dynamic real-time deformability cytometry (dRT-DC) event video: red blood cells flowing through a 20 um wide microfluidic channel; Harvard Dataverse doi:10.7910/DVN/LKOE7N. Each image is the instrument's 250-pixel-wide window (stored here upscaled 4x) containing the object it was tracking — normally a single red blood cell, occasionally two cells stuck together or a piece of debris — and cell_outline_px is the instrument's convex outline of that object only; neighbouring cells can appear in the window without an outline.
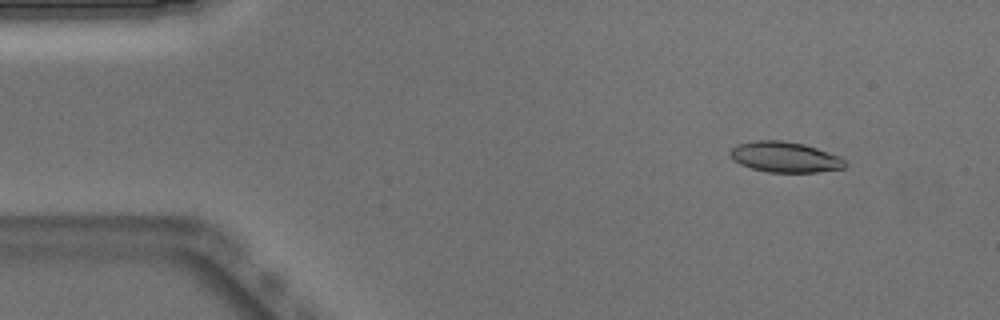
{"species": "Egyptian fruit bat (a non-hibernating species)", "species_latin": "Rousettus aegyptiacus", "temperature_condition": "warm", "stored_images_in_passage": 52, "camera_frame_rate_fps": 3000, "um_per_image_px": 0.085, "animal": {"sex": "male"}, "frame": {"image": 1, "passage_image": 6, "time_ms": 1.667, "image_size_px": [1000, 320], "cell_outline_px": [[844, 168], [816, 172], [768, 172], [752, 168], [740, 164], [732, 160], [728, 156], [728, 152], [736, 144], [752, 140], [784, 140], [804, 144], [840, 156], [844, 160]], "centroid_in_image_um": [66.64, 13.33], "position_along_channel_um": 18.4, "area_um2": 20.58}}
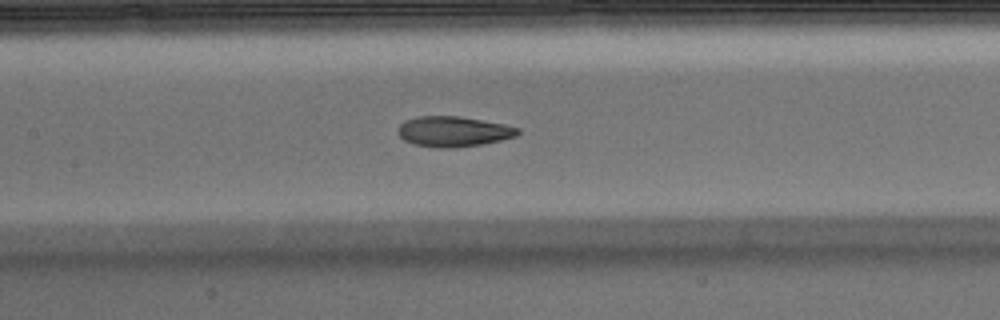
{"frame": {"image": 2, "passage_image": 24, "time_ms": 7.667, "image_size_px": [1000, 320], "cell_outline_px": [[520, 132], [516, 136], [484, 144], [456, 148], [436, 148], [412, 144], [404, 140], [396, 132], [396, 128], [404, 120], [416, 116], [460, 116], [504, 124], [520, 128]], "centroid_in_image_um": [38.5, 11.18], "position_along_channel_um": 168.9, "area_um2": 21.56}}
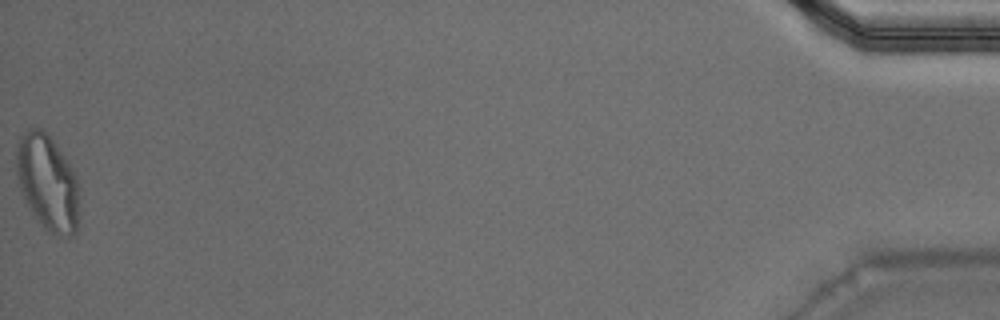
{"frame": {"image": 3, "passage_image": 52, "time_ms": 17.0, "image_size_px": [1000, 320], "cell_outline_px": [[80, 188], [76, 232], [72, 236], [68, 236], [52, 232], [44, 228], [32, 212], [24, 200], [20, 188], [16, 172], [16, 144], [20, 136], [28, 128], [40, 128], [52, 140], [64, 156], [72, 168], [80, 184]], "centroid_in_image_um": [4.04, 15.5], "position_along_channel_um": 431.2, "area_um2": 35.03}, "authors_computed_cell_mechanics": {"area_um2": 21.386, "velocity_mm_per_s": 3.9058, "shape_relaxation_time_tau1_ms": 4.9745, "shape_relaxation_time_tau2_ms": 1.9216, "deformation_change_tau1": 0.174, "deformation_change_tau2": 0.0766}}